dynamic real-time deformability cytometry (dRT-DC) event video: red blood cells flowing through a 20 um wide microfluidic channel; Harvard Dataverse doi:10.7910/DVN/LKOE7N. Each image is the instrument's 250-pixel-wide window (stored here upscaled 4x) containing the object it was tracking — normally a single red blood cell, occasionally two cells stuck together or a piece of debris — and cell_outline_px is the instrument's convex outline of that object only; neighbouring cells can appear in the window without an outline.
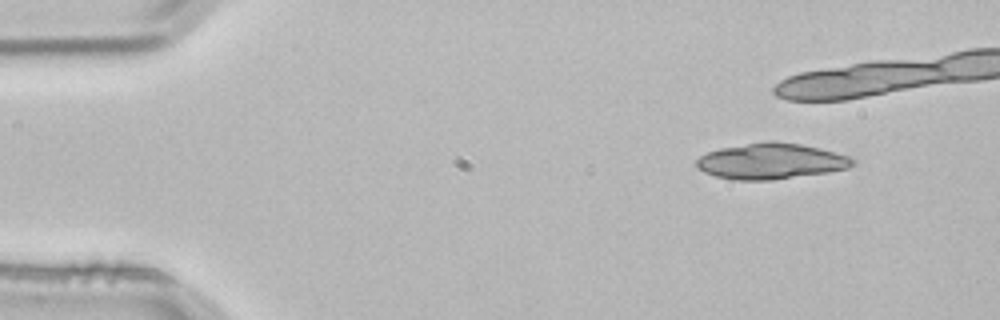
{"species": "common noctule bat (a hibernating species)", "species_latin": "Nyctalus noctula", "temperature_condition": "room temperature", "stored_images_in_passage": 3, "segment_of_instrument_passage": [2, 2], "camera_frame_rate_fps": 3000, "um_per_image_px": 0.085, "animal": {"sex": "male", "body_mass_g": 21.5, "forearm_length_mm": 52.0}, "frame": {"image": 1, "passage_image": 3, "time_ms": 0.667, "image_size_px": [1000, 320], "cell_outline_px": [[856, 160], [848, 168], [828, 172], [772, 180], [732, 180], [716, 176], [704, 172], [696, 168], [696, 160], [700, 156], [708, 152], [720, 148], [768, 140], [776, 140], [800, 144], [820, 148], [848, 156]], "centroid_in_image_um": [65.5, 13.7], "position_along_channel_um": 19.5, "area_um2": 32.66}}